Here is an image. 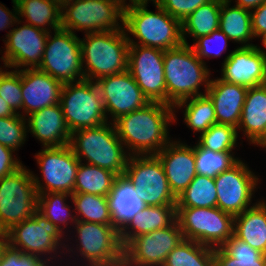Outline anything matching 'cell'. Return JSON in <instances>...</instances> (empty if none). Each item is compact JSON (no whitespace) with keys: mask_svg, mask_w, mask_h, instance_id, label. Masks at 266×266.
<instances>
[{"mask_svg":"<svg viewBox=\"0 0 266 266\" xmlns=\"http://www.w3.org/2000/svg\"><path fill=\"white\" fill-rule=\"evenodd\" d=\"M164 50L130 44L128 71L150 102L166 104Z\"/></svg>","mask_w":266,"mask_h":266,"instance_id":"obj_17","label":"cell"},{"mask_svg":"<svg viewBox=\"0 0 266 266\" xmlns=\"http://www.w3.org/2000/svg\"><path fill=\"white\" fill-rule=\"evenodd\" d=\"M209 1L211 0H158L156 4L172 17L183 22L192 12Z\"/></svg>","mask_w":266,"mask_h":266,"instance_id":"obj_44","label":"cell"},{"mask_svg":"<svg viewBox=\"0 0 266 266\" xmlns=\"http://www.w3.org/2000/svg\"><path fill=\"white\" fill-rule=\"evenodd\" d=\"M262 45L265 47V49H266V39H264L263 41H262ZM264 53L266 54V51H264Z\"/></svg>","mask_w":266,"mask_h":266,"instance_id":"obj_56","label":"cell"},{"mask_svg":"<svg viewBox=\"0 0 266 266\" xmlns=\"http://www.w3.org/2000/svg\"><path fill=\"white\" fill-rule=\"evenodd\" d=\"M55 1L58 2V3H60L62 5L63 3L68 2L70 0H55Z\"/></svg>","mask_w":266,"mask_h":266,"instance_id":"obj_54","label":"cell"},{"mask_svg":"<svg viewBox=\"0 0 266 266\" xmlns=\"http://www.w3.org/2000/svg\"><path fill=\"white\" fill-rule=\"evenodd\" d=\"M250 13L253 35L262 42L266 39V1Z\"/></svg>","mask_w":266,"mask_h":266,"instance_id":"obj_47","label":"cell"},{"mask_svg":"<svg viewBox=\"0 0 266 266\" xmlns=\"http://www.w3.org/2000/svg\"><path fill=\"white\" fill-rule=\"evenodd\" d=\"M259 147L266 148V140H264V141L259 145Z\"/></svg>","mask_w":266,"mask_h":266,"instance_id":"obj_55","label":"cell"},{"mask_svg":"<svg viewBox=\"0 0 266 266\" xmlns=\"http://www.w3.org/2000/svg\"><path fill=\"white\" fill-rule=\"evenodd\" d=\"M0 71V97L8 103L10 108L20 114L23 110L22 87H21V69L20 70ZM18 110V111H17Z\"/></svg>","mask_w":266,"mask_h":266,"instance_id":"obj_42","label":"cell"},{"mask_svg":"<svg viewBox=\"0 0 266 266\" xmlns=\"http://www.w3.org/2000/svg\"><path fill=\"white\" fill-rule=\"evenodd\" d=\"M228 41L231 40L220 29H217L209 35L195 39L191 48L198 58L206 63L205 58L220 57L222 52L226 51Z\"/></svg>","mask_w":266,"mask_h":266,"instance_id":"obj_43","label":"cell"},{"mask_svg":"<svg viewBox=\"0 0 266 266\" xmlns=\"http://www.w3.org/2000/svg\"><path fill=\"white\" fill-rule=\"evenodd\" d=\"M35 158L42 174L41 183L40 177L32 172L38 195L48 192L73 194L80 161L70 145L43 148Z\"/></svg>","mask_w":266,"mask_h":266,"instance_id":"obj_13","label":"cell"},{"mask_svg":"<svg viewBox=\"0 0 266 266\" xmlns=\"http://www.w3.org/2000/svg\"><path fill=\"white\" fill-rule=\"evenodd\" d=\"M23 115L22 113L0 118V144L14 152L27 140V120Z\"/></svg>","mask_w":266,"mask_h":266,"instance_id":"obj_41","label":"cell"},{"mask_svg":"<svg viewBox=\"0 0 266 266\" xmlns=\"http://www.w3.org/2000/svg\"><path fill=\"white\" fill-rule=\"evenodd\" d=\"M124 177L135 187L145 206L176 205L177 198L156 155L129 156Z\"/></svg>","mask_w":266,"mask_h":266,"instance_id":"obj_11","label":"cell"},{"mask_svg":"<svg viewBox=\"0 0 266 266\" xmlns=\"http://www.w3.org/2000/svg\"><path fill=\"white\" fill-rule=\"evenodd\" d=\"M163 266H214V248L183 239L168 254Z\"/></svg>","mask_w":266,"mask_h":266,"instance_id":"obj_37","label":"cell"},{"mask_svg":"<svg viewBox=\"0 0 266 266\" xmlns=\"http://www.w3.org/2000/svg\"><path fill=\"white\" fill-rule=\"evenodd\" d=\"M63 85L38 68L21 69L23 116L59 104Z\"/></svg>","mask_w":266,"mask_h":266,"instance_id":"obj_22","label":"cell"},{"mask_svg":"<svg viewBox=\"0 0 266 266\" xmlns=\"http://www.w3.org/2000/svg\"><path fill=\"white\" fill-rule=\"evenodd\" d=\"M214 181L217 207L221 211L236 216L256 204L252 203V197L260 180L241 159L230 169L217 175Z\"/></svg>","mask_w":266,"mask_h":266,"instance_id":"obj_16","label":"cell"},{"mask_svg":"<svg viewBox=\"0 0 266 266\" xmlns=\"http://www.w3.org/2000/svg\"><path fill=\"white\" fill-rule=\"evenodd\" d=\"M95 82L100 89L107 119L112 117L111 122L150 103L128 70Z\"/></svg>","mask_w":266,"mask_h":266,"instance_id":"obj_19","label":"cell"},{"mask_svg":"<svg viewBox=\"0 0 266 266\" xmlns=\"http://www.w3.org/2000/svg\"><path fill=\"white\" fill-rule=\"evenodd\" d=\"M49 33L29 24L12 28L3 39V66L15 70L39 68ZM26 67V68H25Z\"/></svg>","mask_w":266,"mask_h":266,"instance_id":"obj_18","label":"cell"},{"mask_svg":"<svg viewBox=\"0 0 266 266\" xmlns=\"http://www.w3.org/2000/svg\"><path fill=\"white\" fill-rule=\"evenodd\" d=\"M37 191L32 171L22 165L0 179V220L10 229L37 210Z\"/></svg>","mask_w":266,"mask_h":266,"instance_id":"obj_14","label":"cell"},{"mask_svg":"<svg viewBox=\"0 0 266 266\" xmlns=\"http://www.w3.org/2000/svg\"><path fill=\"white\" fill-rule=\"evenodd\" d=\"M221 2L222 0L209 1L201 5L181 22L184 44L189 45L186 35L191 36L194 41L219 29Z\"/></svg>","mask_w":266,"mask_h":266,"instance_id":"obj_32","label":"cell"},{"mask_svg":"<svg viewBox=\"0 0 266 266\" xmlns=\"http://www.w3.org/2000/svg\"><path fill=\"white\" fill-rule=\"evenodd\" d=\"M194 154L197 174L211 178L230 169L240 160L234 152H215L202 148L198 143L194 145Z\"/></svg>","mask_w":266,"mask_h":266,"instance_id":"obj_39","label":"cell"},{"mask_svg":"<svg viewBox=\"0 0 266 266\" xmlns=\"http://www.w3.org/2000/svg\"><path fill=\"white\" fill-rule=\"evenodd\" d=\"M14 115L17 114L10 108L8 103H6V101H4V99L0 97V118L10 117Z\"/></svg>","mask_w":266,"mask_h":266,"instance_id":"obj_51","label":"cell"},{"mask_svg":"<svg viewBox=\"0 0 266 266\" xmlns=\"http://www.w3.org/2000/svg\"><path fill=\"white\" fill-rule=\"evenodd\" d=\"M247 87L228 83L222 79H210L206 95L211 99L218 124L238 127Z\"/></svg>","mask_w":266,"mask_h":266,"instance_id":"obj_24","label":"cell"},{"mask_svg":"<svg viewBox=\"0 0 266 266\" xmlns=\"http://www.w3.org/2000/svg\"><path fill=\"white\" fill-rule=\"evenodd\" d=\"M176 220L186 240L221 247L233 235L234 216L218 207H176Z\"/></svg>","mask_w":266,"mask_h":266,"instance_id":"obj_9","label":"cell"},{"mask_svg":"<svg viewBox=\"0 0 266 266\" xmlns=\"http://www.w3.org/2000/svg\"><path fill=\"white\" fill-rule=\"evenodd\" d=\"M173 106L150 102L145 107L120 116L113 123L129 156L156 155L170 141L169 126L176 121Z\"/></svg>","mask_w":266,"mask_h":266,"instance_id":"obj_1","label":"cell"},{"mask_svg":"<svg viewBox=\"0 0 266 266\" xmlns=\"http://www.w3.org/2000/svg\"><path fill=\"white\" fill-rule=\"evenodd\" d=\"M183 239L177 220L166 228L139 235L123 248V266H163Z\"/></svg>","mask_w":266,"mask_h":266,"instance_id":"obj_15","label":"cell"},{"mask_svg":"<svg viewBox=\"0 0 266 266\" xmlns=\"http://www.w3.org/2000/svg\"><path fill=\"white\" fill-rule=\"evenodd\" d=\"M148 4H132L124 7L123 28L129 44L148 46L161 50L173 49L183 44L182 26L158 4L157 12L147 8ZM133 38L139 40L134 41Z\"/></svg>","mask_w":266,"mask_h":266,"instance_id":"obj_2","label":"cell"},{"mask_svg":"<svg viewBox=\"0 0 266 266\" xmlns=\"http://www.w3.org/2000/svg\"><path fill=\"white\" fill-rule=\"evenodd\" d=\"M14 151L0 144V179L19 169L23 164L15 156Z\"/></svg>","mask_w":266,"mask_h":266,"instance_id":"obj_46","label":"cell"},{"mask_svg":"<svg viewBox=\"0 0 266 266\" xmlns=\"http://www.w3.org/2000/svg\"><path fill=\"white\" fill-rule=\"evenodd\" d=\"M108 200L114 226L118 230L145 207L135 187L124 175L115 180Z\"/></svg>","mask_w":266,"mask_h":266,"instance_id":"obj_28","label":"cell"},{"mask_svg":"<svg viewBox=\"0 0 266 266\" xmlns=\"http://www.w3.org/2000/svg\"><path fill=\"white\" fill-rule=\"evenodd\" d=\"M9 247L0 246V262L4 259V253Z\"/></svg>","mask_w":266,"mask_h":266,"instance_id":"obj_53","label":"cell"},{"mask_svg":"<svg viewBox=\"0 0 266 266\" xmlns=\"http://www.w3.org/2000/svg\"><path fill=\"white\" fill-rule=\"evenodd\" d=\"M84 37L80 39V46L86 80L95 82L102 77L128 70L130 44L124 28L89 33Z\"/></svg>","mask_w":266,"mask_h":266,"instance_id":"obj_4","label":"cell"},{"mask_svg":"<svg viewBox=\"0 0 266 266\" xmlns=\"http://www.w3.org/2000/svg\"><path fill=\"white\" fill-rule=\"evenodd\" d=\"M237 130L259 146L266 140V84L247 89Z\"/></svg>","mask_w":266,"mask_h":266,"instance_id":"obj_25","label":"cell"},{"mask_svg":"<svg viewBox=\"0 0 266 266\" xmlns=\"http://www.w3.org/2000/svg\"><path fill=\"white\" fill-rule=\"evenodd\" d=\"M149 1H153V4H156L158 0H129L128 4L126 0H121V3L124 7H126L132 4H148Z\"/></svg>","mask_w":266,"mask_h":266,"instance_id":"obj_52","label":"cell"},{"mask_svg":"<svg viewBox=\"0 0 266 266\" xmlns=\"http://www.w3.org/2000/svg\"><path fill=\"white\" fill-rule=\"evenodd\" d=\"M74 225L76 255L84 259L83 266H123V246L114 225L86 221Z\"/></svg>","mask_w":266,"mask_h":266,"instance_id":"obj_10","label":"cell"},{"mask_svg":"<svg viewBox=\"0 0 266 266\" xmlns=\"http://www.w3.org/2000/svg\"><path fill=\"white\" fill-rule=\"evenodd\" d=\"M238 130L228 124H213L199 136L197 143L215 152H233L237 145Z\"/></svg>","mask_w":266,"mask_h":266,"instance_id":"obj_40","label":"cell"},{"mask_svg":"<svg viewBox=\"0 0 266 266\" xmlns=\"http://www.w3.org/2000/svg\"><path fill=\"white\" fill-rule=\"evenodd\" d=\"M69 145L80 162L124 175L129 155L113 122L72 132Z\"/></svg>","mask_w":266,"mask_h":266,"instance_id":"obj_5","label":"cell"},{"mask_svg":"<svg viewBox=\"0 0 266 266\" xmlns=\"http://www.w3.org/2000/svg\"><path fill=\"white\" fill-rule=\"evenodd\" d=\"M59 104L71 133L109 122L100 89L92 80L65 83Z\"/></svg>","mask_w":266,"mask_h":266,"instance_id":"obj_8","label":"cell"},{"mask_svg":"<svg viewBox=\"0 0 266 266\" xmlns=\"http://www.w3.org/2000/svg\"><path fill=\"white\" fill-rule=\"evenodd\" d=\"M10 245V228L0 220V246L9 247Z\"/></svg>","mask_w":266,"mask_h":266,"instance_id":"obj_49","label":"cell"},{"mask_svg":"<svg viewBox=\"0 0 266 266\" xmlns=\"http://www.w3.org/2000/svg\"><path fill=\"white\" fill-rule=\"evenodd\" d=\"M70 201H72L74 205L73 210L76 221L114 225L108 197L80 193L72 194Z\"/></svg>","mask_w":266,"mask_h":266,"instance_id":"obj_35","label":"cell"},{"mask_svg":"<svg viewBox=\"0 0 266 266\" xmlns=\"http://www.w3.org/2000/svg\"><path fill=\"white\" fill-rule=\"evenodd\" d=\"M184 108V122L194 133L200 135L216 124L215 109L211 99L205 94L181 101L173 108Z\"/></svg>","mask_w":266,"mask_h":266,"instance_id":"obj_34","label":"cell"},{"mask_svg":"<svg viewBox=\"0 0 266 266\" xmlns=\"http://www.w3.org/2000/svg\"><path fill=\"white\" fill-rule=\"evenodd\" d=\"M229 1L231 2L232 0ZM265 1L266 0H235V5L251 11L259 7Z\"/></svg>","mask_w":266,"mask_h":266,"instance_id":"obj_50","label":"cell"},{"mask_svg":"<svg viewBox=\"0 0 266 266\" xmlns=\"http://www.w3.org/2000/svg\"><path fill=\"white\" fill-rule=\"evenodd\" d=\"M176 220V205L145 206L120 230L123 248L135 237L170 226Z\"/></svg>","mask_w":266,"mask_h":266,"instance_id":"obj_26","label":"cell"},{"mask_svg":"<svg viewBox=\"0 0 266 266\" xmlns=\"http://www.w3.org/2000/svg\"><path fill=\"white\" fill-rule=\"evenodd\" d=\"M229 0H222L220 9L219 29L233 42L240 46H252L255 39L252 32L250 10L240 6H231Z\"/></svg>","mask_w":266,"mask_h":266,"instance_id":"obj_30","label":"cell"},{"mask_svg":"<svg viewBox=\"0 0 266 266\" xmlns=\"http://www.w3.org/2000/svg\"><path fill=\"white\" fill-rule=\"evenodd\" d=\"M123 20L121 0H70L62 4L61 28L74 34L76 30L85 34L121 30Z\"/></svg>","mask_w":266,"mask_h":266,"instance_id":"obj_7","label":"cell"},{"mask_svg":"<svg viewBox=\"0 0 266 266\" xmlns=\"http://www.w3.org/2000/svg\"><path fill=\"white\" fill-rule=\"evenodd\" d=\"M222 80L247 88L266 84V54L260 46H238L226 55L221 66Z\"/></svg>","mask_w":266,"mask_h":266,"instance_id":"obj_20","label":"cell"},{"mask_svg":"<svg viewBox=\"0 0 266 266\" xmlns=\"http://www.w3.org/2000/svg\"><path fill=\"white\" fill-rule=\"evenodd\" d=\"M214 266H266V255L233 234L214 248Z\"/></svg>","mask_w":266,"mask_h":266,"instance_id":"obj_31","label":"cell"},{"mask_svg":"<svg viewBox=\"0 0 266 266\" xmlns=\"http://www.w3.org/2000/svg\"><path fill=\"white\" fill-rule=\"evenodd\" d=\"M27 118L28 132L42 143L43 148L69 145L71 131L67 126L60 104L33 112Z\"/></svg>","mask_w":266,"mask_h":266,"instance_id":"obj_23","label":"cell"},{"mask_svg":"<svg viewBox=\"0 0 266 266\" xmlns=\"http://www.w3.org/2000/svg\"><path fill=\"white\" fill-rule=\"evenodd\" d=\"M156 156L162 163L171 192L179 197L197 175L194 146L171 140Z\"/></svg>","mask_w":266,"mask_h":266,"instance_id":"obj_21","label":"cell"},{"mask_svg":"<svg viewBox=\"0 0 266 266\" xmlns=\"http://www.w3.org/2000/svg\"><path fill=\"white\" fill-rule=\"evenodd\" d=\"M53 33L51 36L49 32L38 69L63 84L84 80L80 38L62 28Z\"/></svg>","mask_w":266,"mask_h":266,"instance_id":"obj_12","label":"cell"},{"mask_svg":"<svg viewBox=\"0 0 266 266\" xmlns=\"http://www.w3.org/2000/svg\"><path fill=\"white\" fill-rule=\"evenodd\" d=\"M233 234L266 255V200L234 216Z\"/></svg>","mask_w":266,"mask_h":266,"instance_id":"obj_27","label":"cell"},{"mask_svg":"<svg viewBox=\"0 0 266 266\" xmlns=\"http://www.w3.org/2000/svg\"><path fill=\"white\" fill-rule=\"evenodd\" d=\"M176 207H217V189L214 178L197 174L177 197Z\"/></svg>","mask_w":266,"mask_h":266,"instance_id":"obj_38","label":"cell"},{"mask_svg":"<svg viewBox=\"0 0 266 266\" xmlns=\"http://www.w3.org/2000/svg\"><path fill=\"white\" fill-rule=\"evenodd\" d=\"M163 62L166 104L174 107L181 101L207 93L211 71L190 45L183 43L177 48L164 50ZM203 85L204 93L199 90Z\"/></svg>","mask_w":266,"mask_h":266,"instance_id":"obj_3","label":"cell"},{"mask_svg":"<svg viewBox=\"0 0 266 266\" xmlns=\"http://www.w3.org/2000/svg\"><path fill=\"white\" fill-rule=\"evenodd\" d=\"M13 3V11L11 12L4 4L0 3V31L11 28L15 24H21V21L18 20V7L16 2Z\"/></svg>","mask_w":266,"mask_h":266,"instance_id":"obj_48","label":"cell"},{"mask_svg":"<svg viewBox=\"0 0 266 266\" xmlns=\"http://www.w3.org/2000/svg\"><path fill=\"white\" fill-rule=\"evenodd\" d=\"M0 266H48L40 258L27 256L10 248L4 253Z\"/></svg>","mask_w":266,"mask_h":266,"instance_id":"obj_45","label":"cell"},{"mask_svg":"<svg viewBox=\"0 0 266 266\" xmlns=\"http://www.w3.org/2000/svg\"><path fill=\"white\" fill-rule=\"evenodd\" d=\"M64 235L51 221L36 210L31 217L10 229L9 248L27 256L40 258L48 266H53L49 263L55 261L54 264H57L58 253L59 257L61 254L65 255L68 252L75 254L76 252L74 247L72 249L68 247L69 244H65ZM60 250L65 252L62 253ZM53 259L55 260L51 261Z\"/></svg>","mask_w":266,"mask_h":266,"instance_id":"obj_6","label":"cell"},{"mask_svg":"<svg viewBox=\"0 0 266 266\" xmlns=\"http://www.w3.org/2000/svg\"><path fill=\"white\" fill-rule=\"evenodd\" d=\"M69 193L48 192L37 197V211L51 221L61 233H65L66 227L76 223L75 214L66 203ZM63 224V225H62Z\"/></svg>","mask_w":266,"mask_h":266,"instance_id":"obj_36","label":"cell"},{"mask_svg":"<svg viewBox=\"0 0 266 266\" xmlns=\"http://www.w3.org/2000/svg\"><path fill=\"white\" fill-rule=\"evenodd\" d=\"M117 177L114 172L80 162L73 194L87 193L108 197Z\"/></svg>","mask_w":266,"mask_h":266,"instance_id":"obj_33","label":"cell"},{"mask_svg":"<svg viewBox=\"0 0 266 266\" xmlns=\"http://www.w3.org/2000/svg\"><path fill=\"white\" fill-rule=\"evenodd\" d=\"M16 4L18 20L21 22H24L22 21L24 17L26 19L24 23L48 33H52L51 30L61 29L62 5L55 0H19Z\"/></svg>","mask_w":266,"mask_h":266,"instance_id":"obj_29","label":"cell"}]
</instances>
